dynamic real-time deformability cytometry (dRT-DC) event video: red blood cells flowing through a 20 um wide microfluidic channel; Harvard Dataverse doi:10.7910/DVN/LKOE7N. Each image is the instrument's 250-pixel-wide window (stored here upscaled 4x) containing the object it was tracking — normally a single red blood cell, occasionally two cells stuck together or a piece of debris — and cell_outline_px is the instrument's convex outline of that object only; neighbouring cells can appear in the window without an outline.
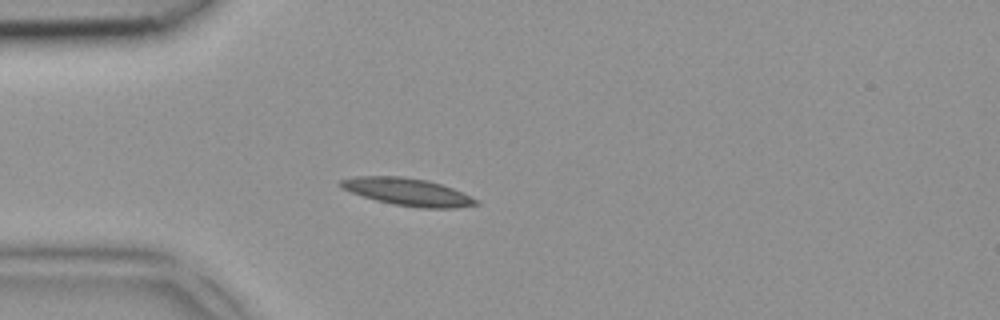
{"species": "common noctule bat (a hibernating species)", "species_latin": "Nyctalus noctula", "temperature_condition": "room temperature", "stored_images_in_passage": 5, "camera_frame_rate_fps": 3000, "um_per_image_px": 0.085, "animal": {"sex": "female", "body_mass_g": 18.4}, "frame": {"image": 1, "passage_image": 5, "time_ms": 1.333, "image_size_px": [1000, 320], "cell_outline_px": [[480, 204], [456, 208], [420, 208], [392, 204], [376, 200], [340, 188], [336, 184], [340, 180], [356, 176], [404, 176], [428, 180], [452, 188], [480, 200]], "centroid_in_image_um": [34.65, 16.31], "position_along_channel_um": 50.4, "area_um2": 21.79}}